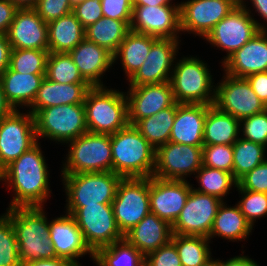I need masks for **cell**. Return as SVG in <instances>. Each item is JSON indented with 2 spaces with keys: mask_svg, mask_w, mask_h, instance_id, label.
Here are the masks:
<instances>
[{
  "mask_svg": "<svg viewBox=\"0 0 267 266\" xmlns=\"http://www.w3.org/2000/svg\"><path fill=\"white\" fill-rule=\"evenodd\" d=\"M47 168L40 143L37 142L4 169L3 181L14 193L7 209L43 207L51 195Z\"/></svg>",
  "mask_w": 267,
  "mask_h": 266,
  "instance_id": "cell-1",
  "label": "cell"
},
{
  "mask_svg": "<svg viewBox=\"0 0 267 266\" xmlns=\"http://www.w3.org/2000/svg\"><path fill=\"white\" fill-rule=\"evenodd\" d=\"M13 224L21 264L56 258L43 207H13L5 213Z\"/></svg>",
  "mask_w": 267,
  "mask_h": 266,
  "instance_id": "cell-2",
  "label": "cell"
},
{
  "mask_svg": "<svg viewBox=\"0 0 267 266\" xmlns=\"http://www.w3.org/2000/svg\"><path fill=\"white\" fill-rule=\"evenodd\" d=\"M112 172L122 178L153 176L156 149L131 124L111 134Z\"/></svg>",
  "mask_w": 267,
  "mask_h": 266,
  "instance_id": "cell-3",
  "label": "cell"
},
{
  "mask_svg": "<svg viewBox=\"0 0 267 266\" xmlns=\"http://www.w3.org/2000/svg\"><path fill=\"white\" fill-rule=\"evenodd\" d=\"M83 104L90 133L111 135L129 124L126 94L115 88L91 87Z\"/></svg>",
  "mask_w": 267,
  "mask_h": 266,
  "instance_id": "cell-4",
  "label": "cell"
},
{
  "mask_svg": "<svg viewBox=\"0 0 267 266\" xmlns=\"http://www.w3.org/2000/svg\"><path fill=\"white\" fill-rule=\"evenodd\" d=\"M175 63L169 82L176 103L213 105L215 85L207 63L197 56Z\"/></svg>",
  "mask_w": 267,
  "mask_h": 266,
  "instance_id": "cell-5",
  "label": "cell"
},
{
  "mask_svg": "<svg viewBox=\"0 0 267 266\" xmlns=\"http://www.w3.org/2000/svg\"><path fill=\"white\" fill-rule=\"evenodd\" d=\"M36 137L68 143L88 132L83 103L40 109L34 115Z\"/></svg>",
  "mask_w": 267,
  "mask_h": 266,
  "instance_id": "cell-6",
  "label": "cell"
},
{
  "mask_svg": "<svg viewBox=\"0 0 267 266\" xmlns=\"http://www.w3.org/2000/svg\"><path fill=\"white\" fill-rule=\"evenodd\" d=\"M68 146L61 174L112 171L111 135L87 132Z\"/></svg>",
  "mask_w": 267,
  "mask_h": 266,
  "instance_id": "cell-7",
  "label": "cell"
},
{
  "mask_svg": "<svg viewBox=\"0 0 267 266\" xmlns=\"http://www.w3.org/2000/svg\"><path fill=\"white\" fill-rule=\"evenodd\" d=\"M66 213L75 219L84 240L95 253L99 248L124 239L117 227L112 203L97 205L65 206Z\"/></svg>",
  "mask_w": 267,
  "mask_h": 266,
  "instance_id": "cell-8",
  "label": "cell"
},
{
  "mask_svg": "<svg viewBox=\"0 0 267 266\" xmlns=\"http://www.w3.org/2000/svg\"><path fill=\"white\" fill-rule=\"evenodd\" d=\"M66 191V206L112 203L121 176L112 171L61 174Z\"/></svg>",
  "mask_w": 267,
  "mask_h": 266,
  "instance_id": "cell-9",
  "label": "cell"
},
{
  "mask_svg": "<svg viewBox=\"0 0 267 266\" xmlns=\"http://www.w3.org/2000/svg\"><path fill=\"white\" fill-rule=\"evenodd\" d=\"M250 13L246 3L243 6H236L205 36L204 39L207 42L227 52V56L222 59V64L257 32L267 30L264 24L255 20Z\"/></svg>",
  "mask_w": 267,
  "mask_h": 266,
  "instance_id": "cell-10",
  "label": "cell"
},
{
  "mask_svg": "<svg viewBox=\"0 0 267 266\" xmlns=\"http://www.w3.org/2000/svg\"><path fill=\"white\" fill-rule=\"evenodd\" d=\"M112 208L117 227L124 236L150 213L149 178H121Z\"/></svg>",
  "mask_w": 267,
  "mask_h": 266,
  "instance_id": "cell-11",
  "label": "cell"
},
{
  "mask_svg": "<svg viewBox=\"0 0 267 266\" xmlns=\"http://www.w3.org/2000/svg\"><path fill=\"white\" fill-rule=\"evenodd\" d=\"M37 142L34 115L14 109L0 120V166L5 169Z\"/></svg>",
  "mask_w": 267,
  "mask_h": 266,
  "instance_id": "cell-12",
  "label": "cell"
},
{
  "mask_svg": "<svg viewBox=\"0 0 267 266\" xmlns=\"http://www.w3.org/2000/svg\"><path fill=\"white\" fill-rule=\"evenodd\" d=\"M224 79L215 84L213 105L238 120L266 110L265 104L253 91L246 78L224 74Z\"/></svg>",
  "mask_w": 267,
  "mask_h": 266,
  "instance_id": "cell-13",
  "label": "cell"
},
{
  "mask_svg": "<svg viewBox=\"0 0 267 266\" xmlns=\"http://www.w3.org/2000/svg\"><path fill=\"white\" fill-rule=\"evenodd\" d=\"M202 147L167 142L156 149L153 177L185 180L202 166Z\"/></svg>",
  "mask_w": 267,
  "mask_h": 266,
  "instance_id": "cell-14",
  "label": "cell"
},
{
  "mask_svg": "<svg viewBox=\"0 0 267 266\" xmlns=\"http://www.w3.org/2000/svg\"><path fill=\"white\" fill-rule=\"evenodd\" d=\"M193 188L192 186L185 206L172 225V233L209 237L218 207L223 201Z\"/></svg>",
  "mask_w": 267,
  "mask_h": 266,
  "instance_id": "cell-15",
  "label": "cell"
},
{
  "mask_svg": "<svg viewBox=\"0 0 267 266\" xmlns=\"http://www.w3.org/2000/svg\"><path fill=\"white\" fill-rule=\"evenodd\" d=\"M130 30L161 39H179L180 3L160 6L133 5Z\"/></svg>",
  "mask_w": 267,
  "mask_h": 266,
  "instance_id": "cell-16",
  "label": "cell"
},
{
  "mask_svg": "<svg viewBox=\"0 0 267 266\" xmlns=\"http://www.w3.org/2000/svg\"><path fill=\"white\" fill-rule=\"evenodd\" d=\"M236 5L231 0H188L180 4V29L199 37L205 36Z\"/></svg>",
  "mask_w": 267,
  "mask_h": 266,
  "instance_id": "cell-17",
  "label": "cell"
},
{
  "mask_svg": "<svg viewBox=\"0 0 267 266\" xmlns=\"http://www.w3.org/2000/svg\"><path fill=\"white\" fill-rule=\"evenodd\" d=\"M192 185L186 180H165L149 177L150 213L171 226L186 204Z\"/></svg>",
  "mask_w": 267,
  "mask_h": 266,
  "instance_id": "cell-18",
  "label": "cell"
},
{
  "mask_svg": "<svg viewBox=\"0 0 267 266\" xmlns=\"http://www.w3.org/2000/svg\"><path fill=\"white\" fill-rule=\"evenodd\" d=\"M178 39L158 38L142 66L128 80L129 86L169 82L179 49ZM171 71V72H170Z\"/></svg>",
  "mask_w": 267,
  "mask_h": 266,
  "instance_id": "cell-19",
  "label": "cell"
},
{
  "mask_svg": "<svg viewBox=\"0 0 267 266\" xmlns=\"http://www.w3.org/2000/svg\"><path fill=\"white\" fill-rule=\"evenodd\" d=\"M125 94L128 102V122L131 125L176 102L170 82L130 86Z\"/></svg>",
  "mask_w": 267,
  "mask_h": 266,
  "instance_id": "cell-20",
  "label": "cell"
},
{
  "mask_svg": "<svg viewBox=\"0 0 267 266\" xmlns=\"http://www.w3.org/2000/svg\"><path fill=\"white\" fill-rule=\"evenodd\" d=\"M49 236L56 257L82 266L77 259L88 253L94 261V252L86 244L83 234L71 214L66 213L50 221Z\"/></svg>",
  "mask_w": 267,
  "mask_h": 266,
  "instance_id": "cell-21",
  "label": "cell"
},
{
  "mask_svg": "<svg viewBox=\"0 0 267 266\" xmlns=\"http://www.w3.org/2000/svg\"><path fill=\"white\" fill-rule=\"evenodd\" d=\"M6 35L12 49L48 50V26L34 8L18 9Z\"/></svg>",
  "mask_w": 267,
  "mask_h": 266,
  "instance_id": "cell-22",
  "label": "cell"
},
{
  "mask_svg": "<svg viewBox=\"0 0 267 266\" xmlns=\"http://www.w3.org/2000/svg\"><path fill=\"white\" fill-rule=\"evenodd\" d=\"M224 72L237 78L267 72V30H260L223 64Z\"/></svg>",
  "mask_w": 267,
  "mask_h": 266,
  "instance_id": "cell-23",
  "label": "cell"
},
{
  "mask_svg": "<svg viewBox=\"0 0 267 266\" xmlns=\"http://www.w3.org/2000/svg\"><path fill=\"white\" fill-rule=\"evenodd\" d=\"M211 105L176 103L169 142L203 146L204 123Z\"/></svg>",
  "mask_w": 267,
  "mask_h": 266,
  "instance_id": "cell-24",
  "label": "cell"
},
{
  "mask_svg": "<svg viewBox=\"0 0 267 266\" xmlns=\"http://www.w3.org/2000/svg\"><path fill=\"white\" fill-rule=\"evenodd\" d=\"M82 77L92 86H103L101 77L113 63V54L104 47L82 40L68 52Z\"/></svg>",
  "mask_w": 267,
  "mask_h": 266,
  "instance_id": "cell-25",
  "label": "cell"
},
{
  "mask_svg": "<svg viewBox=\"0 0 267 266\" xmlns=\"http://www.w3.org/2000/svg\"><path fill=\"white\" fill-rule=\"evenodd\" d=\"M172 235V226L168 222L149 213L124 235V239L146 256L168 244Z\"/></svg>",
  "mask_w": 267,
  "mask_h": 266,
  "instance_id": "cell-26",
  "label": "cell"
},
{
  "mask_svg": "<svg viewBox=\"0 0 267 266\" xmlns=\"http://www.w3.org/2000/svg\"><path fill=\"white\" fill-rule=\"evenodd\" d=\"M89 83H56L44 78L29 112L35 115L40 109L64 104L84 103Z\"/></svg>",
  "mask_w": 267,
  "mask_h": 266,
  "instance_id": "cell-27",
  "label": "cell"
},
{
  "mask_svg": "<svg viewBox=\"0 0 267 266\" xmlns=\"http://www.w3.org/2000/svg\"><path fill=\"white\" fill-rule=\"evenodd\" d=\"M44 78L45 74H22L8 67L0 75V82L7 102L17 110L33 104Z\"/></svg>",
  "mask_w": 267,
  "mask_h": 266,
  "instance_id": "cell-28",
  "label": "cell"
},
{
  "mask_svg": "<svg viewBox=\"0 0 267 266\" xmlns=\"http://www.w3.org/2000/svg\"><path fill=\"white\" fill-rule=\"evenodd\" d=\"M47 26L49 52L68 53L85 39V28L73 12L50 21Z\"/></svg>",
  "mask_w": 267,
  "mask_h": 266,
  "instance_id": "cell-29",
  "label": "cell"
},
{
  "mask_svg": "<svg viewBox=\"0 0 267 266\" xmlns=\"http://www.w3.org/2000/svg\"><path fill=\"white\" fill-rule=\"evenodd\" d=\"M240 120L211 105L206 114L204 145H233L240 137Z\"/></svg>",
  "mask_w": 267,
  "mask_h": 266,
  "instance_id": "cell-30",
  "label": "cell"
},
{
  "mask_svg": "<svg viewBox=\"0 0 267 266\" xmlns=\"http://www.w3.org/2000/svg\"><path fill=\"white\" fill-rule=\"evenodd\" d=\"M157 37L134 32L130 30L121 42L117 51L113 54V63L120 59L123 69L129 80L142 66L150 52L152 44ZM121 56V57H120Z\"/></svg>",
  "mask_w": 267,
  "mask_h": 266,
  "instance_id": "cell-31",
  "label": "cell"
},
{
  "mask_svg": "<svg viewBox=\"0 0 267 266\" xmlns=\"http://www.w3.org/2000/svg\"><path fill=\"white\" fill-rule=\"evenodd\" d=\"M223 201L218 207L208 239L215 236L233 242L244 240L252 233V225L246 220L238 205L227 207Z\"/></svg>",
  "mask_w": 267,
  "mask_h": 266,
  "instance_id": "cell-32",
  "label": "cell"
},
{
  "mask_svg": "<svg viewBox=\"0 0 267 266\" xmlns=\"http://www.w3.org/2000/svg\"><path fill=\"white\" fill-rule=\"evenodd\" d=\"M129 31L125 21L102 17L85 28V39L114 54Z\"/></svg>",
  "mask_w": 267,
  "mask_h": 266,
  "instance_id": "cell-33",
  "label": "cell"
},
{
  "mask_svg": "<svg viewBox=\"0 0 267 266\" xmlns=\"http://www.w3.org/2000/svg\"><path fill=\"white\" fill-rule=\"evenodd\" d=\"M175 115L176 102L152 116L139 120L134 126L157 149L169 142Z\"/></svg>",
  "mask_w": 267,
  "mask_h": 266,
  "instance_id": "cell-34",
  "label": "cell"
},
{
  "mask_svg": "<svg viewBox=\"0 0 267 266\" xmlns=\"http://www.w3.org/2000/svg\"><path fill=\"white\" fill-rule=\"evenodd\" d=\"M94 261L98 266H145V256L125 239L99 248Z\"/></svg>",
  "mask_w": 267,
  "mask_h": 266,
  "instance_id": "cell-35",
  "label": "cell"
},
{
  "mask_svg": "<svg viewBox=\"0 0 267 266\" xmlns=\"http://www.w3.org/2000/svg\"><path fill=\"white\" fill-rule=\"evenodd\" d=\"M171 242L177 249L182 266H201L212 256L208 237L173 234Z\"/></svg>",
  "mask_w": 267,
  "mask_h": 266,
  "instance_id": "cell-36",
  "label": "cell"
},
{
  "mask_svg": "<svg viewBox=\"0 0 267 266\" xmlns=\"http://www.w3.org/2000/svg\"><path fill=\"white\" fill-rule=\"evenodd\" d=\"M196 179L198 180L199 187L194 190L215 196L221 201L224 200L229 194L230 189L237 187L238 181L234 178L233 174L224 170L201 166L196 172Z\"/></svg>",
  "mask_w": 267,
  "mask_h": 266,
  "instance_id": "cell-37",
  "label": "cell"
},
{
  "mask_svg": "<svg viewBox=\"0 0 267 266\" xmlns=\"http://www.w3.org/2000/svg\"><path fill=\"white\" fill-rule=\"evenodd\" d=\"M266 147L241 137L233 144L232 174L238 181L246 173L266 160Z\"/></svg>",
  "mask_w": 267,
  "mask_h": 266,
  "instance_id": "cell-38",
  "label": "cell"
},
{
  "mask_svg": "<svg viewBox=\"0 0 267 266\" xmlns=\"http://www.w3.org/2000/svg\"><path fill=\"white\" fill-rule=\"evenodd\" d=\"M45 77L56 83H88L67 52H50Z\"/></svg>",
  "mask_w": 267,
  "mask_h": 266,
  "instance_id": "cell-39",
  "label": "cell"
},
{
  "mask_svg": "<svg viewBox=\"0 0 267 266\" xmlns=\"http://www.w3.org/2000/svg\"><path fill=\"white\" fill-rule=\"evenodd\" d=\"M49 53V50L12 49L9 67L22 74H46Z\"/></svg>",
  "mask_w": 267,
  "mask_h": 266,
  "instance_id": "cell-40",
  "label": "cell"
},
{
  "mask_svg": "<svg viewBox=\"0 0 267 266\" xmlns=\"http://www.w3.org/2000/svg\"><path fill=\"white\" fill-rule=\"evenodd\" d=\"M0 266H21L15 230L5 213L0 216Z\"/></svg>",
  "mask_w": 267,
  "mask_h": 266,
  "instance_id": "cell-41",
  "label": "cell"
},
{
  "mask_svg": "<svg viewBox=\"0 0 267 266\" xmlns=\"http://www.w3.org/2000/svg\"><path fill=\"white\" fill-rule=\"evenodd\" d=\"M237 190L242 194V198L237 205L253 227L254 221L267 215V193L243 190L238 185Z\"/></svg>",
  "mask_w": 267,
  "mask_h": 266,
  "instance_id": "cell-42",
  "label": "cell"
},
{
  "mask_svg": "<svg viewBox=\"0 0 267 266\" xmlns=\"http://www.w3.org/2000/svg\"><path fill=\"white\" fill-rule=\"evenodd\" d=\"M202 165L232 173L233 145H203Z\"/></svg>",
  "mask_w": 267,
  "mask_h": 266,
  "instance_id": "cell-43",
  "label": "cell"
},
{
  "mask_svg": "<svg viewBox=\"0 0 267 266\" xmlns=\"http://www.w3.org/2000/svg\"><path fill=\"white\" fill-rule=\"evenodd\" d=\"M240 128L242 139L267 147V109L240 120Z\"/></svg>",
  "mask_w": 267,
  "mask_h": 266,
  "instance_id": "cell-44",
  "label": "cell"
},
{
  "mask_svg": "<svg viewBox=\"0 0 267 266\" xmlns=\"http://www.w3.org/2000/svg\"><path fill=\"white\" fill-rule=\"evenodd\" d=\"M44 22L59 19L73 11L70 0H39L34 8Z\"/></svg>",
  "mask_w": 267,
  "mask_h": 266,
  "instance_id": "cell-45",
  "label": "cell"
},
{
  "mask_svg": "<svg viewBox=\"0 0 267 266\" xmlns=\"http://www.w3.org/2000/svg\"><path fill=\"white\" fill-rule=\"evenodd\" d=\"M238 186L247 191L267 193V159L242 176Z\"/></svg>",
  "mask_w": 267,
  "mask_h": 266,
  "instance_id": "cell-46",
  "label": "cell"
},
{
  "mask_svg": "<svg viewBox=\"0 0 267 266\" xmlns=\"http://www.w3.org/2000/svg\"><path fill=\"white\" fill-rule=\"evenodd\" d=\"M145 266H182L175 245L170 241L145 256Z\"/></svg>",
  "mask_w": 267,
  "mask_h": 266,
  "instance_id": "cell-47",
  "label": "cell"
},
{
  "mask_svg": "<svg viewBox=\"0 0 267 266\" xmlns=\"http://www.w3.org/2000/svg\"><path fill=\"white\" fill-rule=\"evenodd\" d=\"M103 17L123 20L129 26L132 19L133 0H100Z\"/></svg>",
  "mask_w": 267,
  "mask_h": 266,
  "instance_id": "cell-48",
  "label": "cell"
},
{
  "mask_svg": "<svg viewBox=\"0 0 267 266\" xmlns=\"http://www.w3.org/2000/svg\"><path fill=\"white\" fill-rule=\"evenodd\" d=\"M84 28L103 17L100 0H84L73 7L72 11Z\"/></svg>",
  "mask_w": 267,
  "mask_h": 266,
  "instance_id": "cell-49",
  "label": "cell"
},
{
  "mask_svg": "<svg viewBox=\"0 0 267 266\" xmlns=\"http://www.w3.org/2000/svg\"><path fill=\"white\" fill-rule=\"evenodd\" d=\"M260 100L267 104V72L253 73L246 77Z\"/></svg>",
  "mask_w": 267,
  "mask_h": 266,
  "instance_id": "cell-50",
  "label": "cell"
},
{
  "mask_svg": "<svg viewBox=\"0 0 267 266\" xmlns=\"http://www.w3.org/2000/svg\"><path fill=\"white\" fill-rule=\"evenodd\" d=\"M17 10L9 0H0V34H7Z\"/></svg>",
  "mask_w": 267,
  "mask_h": 266,
  "instance_id": "cell-51",
  "label": "cell"
},
{
  "mask_svg": "<svg viewBox=\"0 0 267 266\" xmlns=\"http://www.w3.org/2000/svg\"><path fill=\"white\" fill-rule=\"evenodd\" d=\"M11 45L6 34H0V75L9 67Z\"/></svg>",
  "mask_w": 267,
  "mask_h": 266,
  "instance_id": "cell-52",
  "label": "cell"
},
{
  "mask_svg": "<svg viewBox=\"0 0 267 266\" xmlns=\"http://www.w3.org/2000/svg\"><path fill=\"white\" fill-rule=\"evenodd\" d=\"M21 266H77L71 261L63 258H53V259H40L33 262H25Z\"/></svg>",
  "mask_w": 267,
  "mask_h": 266,
  "instance_id": "cell-53",
  "label": "cell"
},
{
  "mask_svg": "<svg viewBox=\"0 0 267 266\" xmlns=\"http://www.w3.org/2000/svg\"><path fill=\"white\" fill-rule=\"evenodd\" d=\"M220 266H259L257 262L249 258V256H235L226 261L220 260Z\"/></svg>",
  "mask_w": 267,
  "mask_h": 266,
  "instance_id": "cell-54",
  "label": "cell"
},
{
  "mask_svg": "<svg viewBox=\"0 0 267 266\" xmlns=\"http://www.w3.org/2000/svg\"><path fill=\"white\" fill-rule=\"evenodd\" d=\"M13 107L7 102L2 84L0 82V120L13 111Z\"/></svg>",
  "mask_w": 267,
  "mask_h": 266,
  "instance_id": "cell-55",
  "label": "cell"
},
{
  "mask_svg": "<svg viewBox=\"0 0 267 266\" xmlns=\"http://www.w3.org/2000/svg\"><path fill=\"white\" fill-rule=\"evenodd\" d=\"M255 12L267 22V0H250Z\"/></svg>",
  "mask_w": 267,
  "mask_h": 266,
  "instance_id": "cell-56",
  "label": "cell"
},
{
  "mask_svg": "<svg viewBox=\"0 0 267 266\" xmlns=\"http://www.w3.org/2000/svg\"><path fill=\"white\" fill-rule=\"evenodd\" d=\"M172 3V0H133V5L160 6L172 5Z\"/></svg>",
  "mask_w": 267,
  "mask_h": 266,
  "instance_id": "cell-57",
  "label": "cell"
},
{
  "mask_svg": "<svg viewBox=\"0 0 267 266\" xmlns=\"http://www.w3.org/2000/svg\"><path fill=\"white\" fill-rule=\"evenodd\" d=\"M18 9L35 8L39 0H9Z\"/></svg>",
  "mask_w": 267,
  "mask_h": 266,
  "instance_id": "cell-58",
  "label": "cell"
},
{
  "mask_svg": "<svg viewBox=\"0 0 267 266\" xmlns=\"http://www.w3.org/2000/svg\"><path fill=\"white\" fill-rule=\"evenodd\" d=\"M201 266H220V260L219 259L214 260V258L212 259V257H211L209 260H207Z\"/></svg>",
  "mask_w": 267,
  "mask_h": 266,
  "instance_id": "cell-59",
  "label": "cell"
},
{
  "mask_svg": "<svg viewBox=\"0 0 267 266\" xmlns=\"http://www.w3.org/2000/svg\"><path fill=\"white\" fill-rule=\"evenodd\" d=\"M236 6H243L245 4V0H231ZM248 1V0H247Z\"/></svg>",
  "mask_w": 267,
  "mask_h": 266,
  "instance_id": "cell-60",
  "label": "cell"
},
{
  "mask_svg": "<svg viewBox=\"0 0 267 266\" xmlns=\"http://www.w3.org/2000/svg\"><path fill=\"white\" fill-rule=\"evenodd\" d=\"M4 180V169L0 166V181Z\"/></svg>",
  "mask_w": 267,
  "mask_h": 266,
  "instance_id": "cell-61",
  "label": "cell"
},
{
  "mask_svg": "<svg viewBox=\"0 0 267 266\" xmlns=\"http://www.w3.org/2000/svg\"><path fill=\"white\" fill-rule=\"evenodd\" d=\"M84 0H70L71 5L74 7L76 4L82 2Z\"/></svg>",
  "mask_w": 267,
  "mask_h": 266,
  "instance_id": "cell-62",
  "label": "cell"
}]
</instances>
